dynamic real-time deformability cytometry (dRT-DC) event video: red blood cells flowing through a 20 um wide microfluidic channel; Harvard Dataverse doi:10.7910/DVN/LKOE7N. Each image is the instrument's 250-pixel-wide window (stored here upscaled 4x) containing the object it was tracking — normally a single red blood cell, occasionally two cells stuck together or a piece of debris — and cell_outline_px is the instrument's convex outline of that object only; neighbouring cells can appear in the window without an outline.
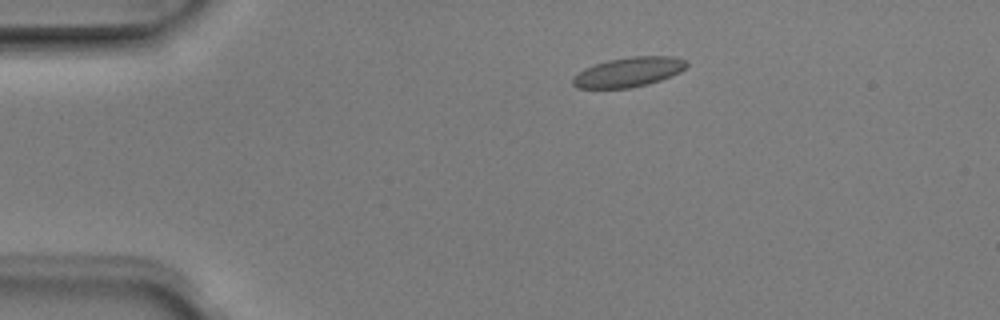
{"species": "Egyptian fruit bat (a non-hibernating species)", "species_latin": "Rousettus aegyptiacus", "temperature_condition": "room temperature", "stored_images_in_passage": 3, "camera_frame_rate_fps": 3000, "um_per_image_px": 0.085, "animal": {"sex": "male"}, "frame": {"image": 1, "passage_image": 1, "time_ms": 0.0, "image_size_px": [1000, 320], "cell_outline_px": [[688, 64], [680, 72], [672, 76], [648, 84], [628, 88], [576, 88], [572, 84], [572, 80], [584, 68], [608, 60], [632, 56], [672, 56], [688, 60]], "centroid_in_image_um": [53.46, 6.12], "position_along_channel_um": 31.5, "area_um2": 19.59}}
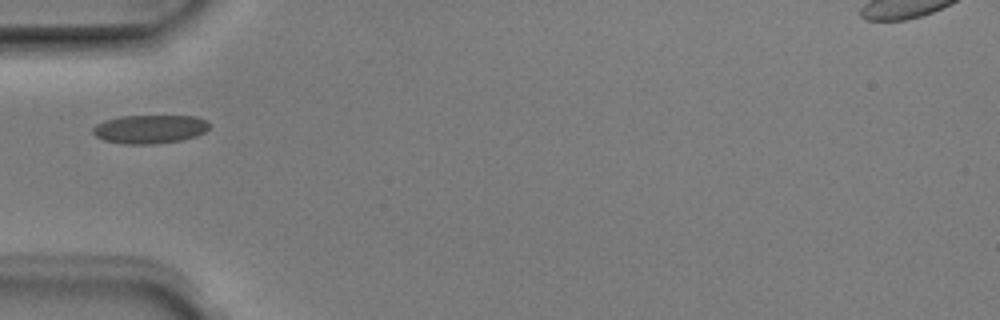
{"frame": {"image": 2, "passage_image": 3, "time_ms": 0.667, "image_size_px": [1000, 320], "cell_outline_px": [[208, 128], [204, 132], [196, 136], [180, 140], [156, 144], [124, 144], [104, 140], [96, 136], [92, 132], [92, 128], [96, 124], [104, 120], [120, 116], [196, 116], [208, 120]], "centroid_in_image_um": [12.72, 10.97], "position_along_channel_um": 72.3, "area_um2": 19.48}}